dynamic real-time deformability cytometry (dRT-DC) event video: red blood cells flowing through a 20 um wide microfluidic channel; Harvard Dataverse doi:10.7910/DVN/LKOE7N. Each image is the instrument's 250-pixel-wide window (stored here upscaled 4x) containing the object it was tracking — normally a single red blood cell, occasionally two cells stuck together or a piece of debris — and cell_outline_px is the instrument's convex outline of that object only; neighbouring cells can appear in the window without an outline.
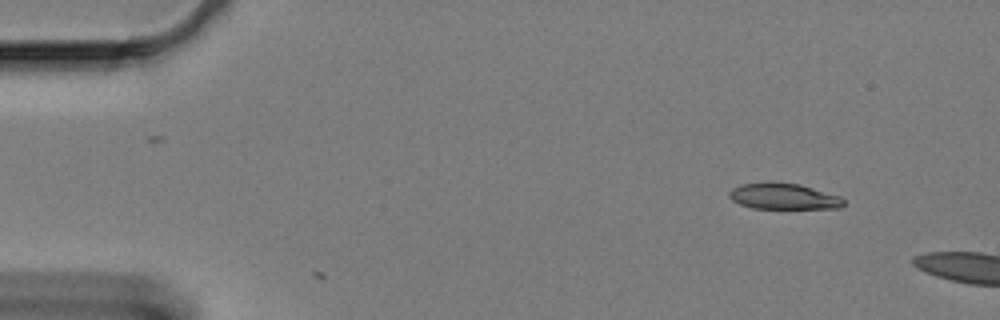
{"species": "Egyptian fruit bat (a non-hibernating species)", "species_latin": "Rousettus aegyptiacus", "temperature_condition": "cold", "stored_images_in_passage": 3, "camera_frame_rate_fps": 3000, "um_per_image_px": 0.085, "animal": {"sex": "female"}, "frame": {"image": 1, "passage_image": 1, "time_ms": 0.0, "image_size_px": [1000, 320], "cell_outline_px": [[844, 204], [840, 208], [752, 208], [740, 204], [732, 200], [728, 196], [728, 192], [732, 188], [740, 184], [768, 180], [772, 180], [800, 184], [840, 196], [844, 200]], "centroid_in_image_um": [66.55, 16.65], "position_along_channel_um": 18.5, "area_um2": 17.74}}